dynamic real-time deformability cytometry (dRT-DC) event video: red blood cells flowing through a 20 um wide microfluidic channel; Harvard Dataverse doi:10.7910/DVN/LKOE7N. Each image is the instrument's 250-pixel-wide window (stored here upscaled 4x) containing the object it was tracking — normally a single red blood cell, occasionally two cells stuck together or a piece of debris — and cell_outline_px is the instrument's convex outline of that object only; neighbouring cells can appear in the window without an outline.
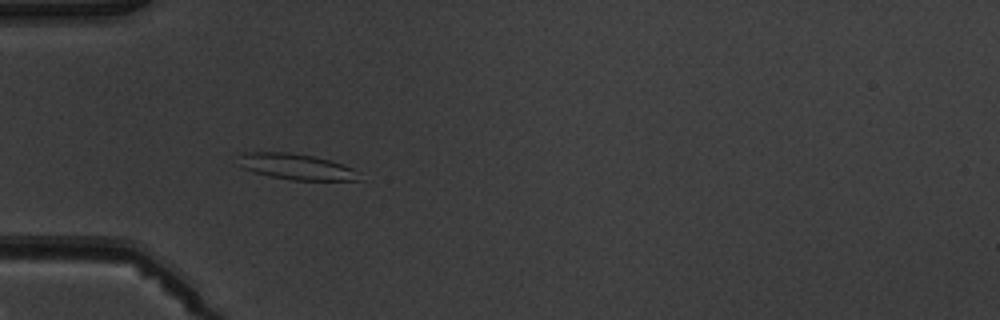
{"species": "common noctule bat (a hibernating species)", "species_latin": "Nyctalus noctula", "temperature_condition": "warm", "stored_images_in_passage": 5, "camera_frame_rate_fps": 3000, "um_per_image_px": 0.085, "animal": {"sex": "male", "body_mass_g": 19.5, "forearm_length_mm": 54.6}, "frame": {"image": 1, "passage_image": 1, "time_ms": 0.0, "image_size_px": [1000, 320], "cell_outline_px": [[364, 180], [292, 180], [272, 176], [256, 172], [244, 168], [236, 156], [244, 152], [288, 152], [312, 156], [328, 160], [352, 168]], "centroid_in_image_um": [25.18, 14.16], "position_along_channel_um": 59.8, "area_um2": 17.86}}
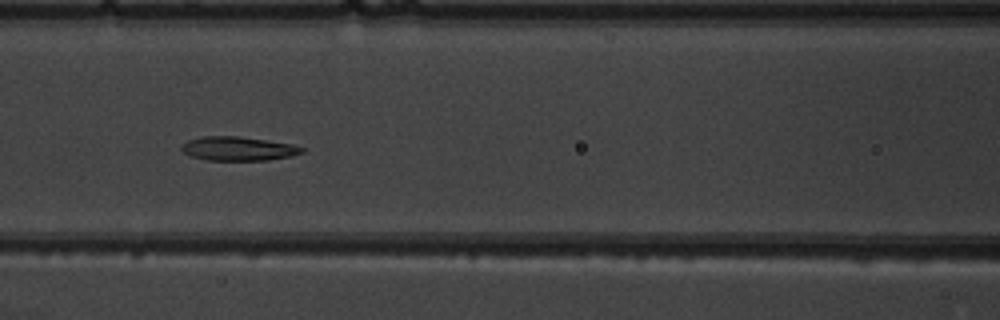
{"frame": {"image": 2, "passage_image": 3, "time_ms": 2.333, "image_size_px": [1000, 320], "cell_outline_px": [[304, 152], [292, 156], [268, 160], [208, 160], [192, 156], [184, 152], [180, 148], [188, 140], [200, 136], [240, 136], [292, 144], [304, 148]], "centroid_in_image_um": [20.27, 12.63], "position_along_channel_um": 146.3, "area_um2": 16.76}}
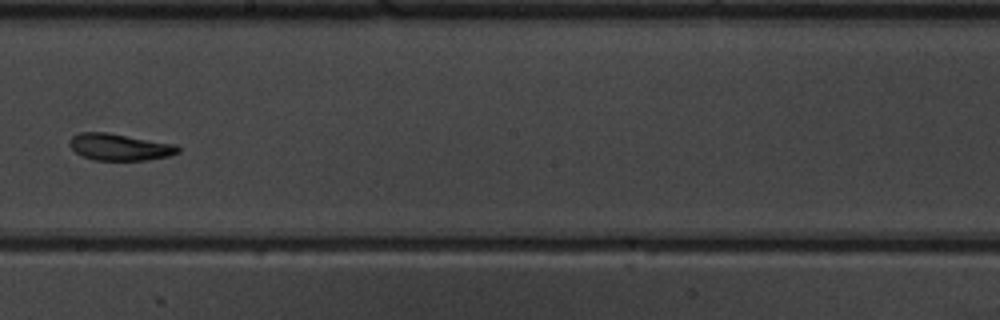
{"frame": {"image": 3, "passage_image": 5, "time_ms": 4.667, "image_size_px": [1000, 320], "cell_outline_px": [[180, 152], [168, 156], [148, 160], [92, 160], [80, 156], [68, 144], [68, 140], [72, 136], [80, 132], [108, 132], [176, 144], [180, 148]], "centroid_in_image_um": [10.15, 12.49], "position_along_channel_um": 238.1, "area_um2": 17.17}}